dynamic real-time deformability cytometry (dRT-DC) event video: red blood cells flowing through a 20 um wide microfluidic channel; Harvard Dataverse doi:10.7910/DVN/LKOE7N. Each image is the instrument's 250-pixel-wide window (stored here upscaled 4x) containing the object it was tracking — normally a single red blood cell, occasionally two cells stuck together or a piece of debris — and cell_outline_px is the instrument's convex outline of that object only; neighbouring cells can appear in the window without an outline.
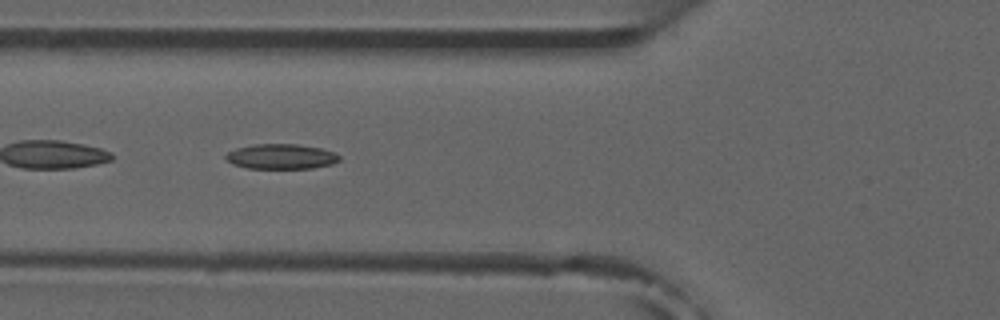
{"species": "common noctule bat (a hibernating species)", "species_latin": "Nyctalus noctula", "temperature_condition": "room temperature", "stored_images_in_passage": 7, "camera_frame_rate_fps": 3000, "um_per_image_px": 0.085, "animal": {"sex": "male", "forearm_length_mm": 52.5}, "frame": {"image": 1, "passage_image": 5, "time_ms": 5.333, "image_size_px": [1000, 320], "cell_outline_px": [[340, 160], [332, 164], [312, 168], [244, 168], [232, 164], [224, 156], [228, 152], [236, 148], [256, 144], [296, 144], [320, 148], [332, 152], [340, 156]], "centroid_in_image_um": [23.88, 13.31], "position_along_channel_um": 101.9, "area_um2": 16.47}}
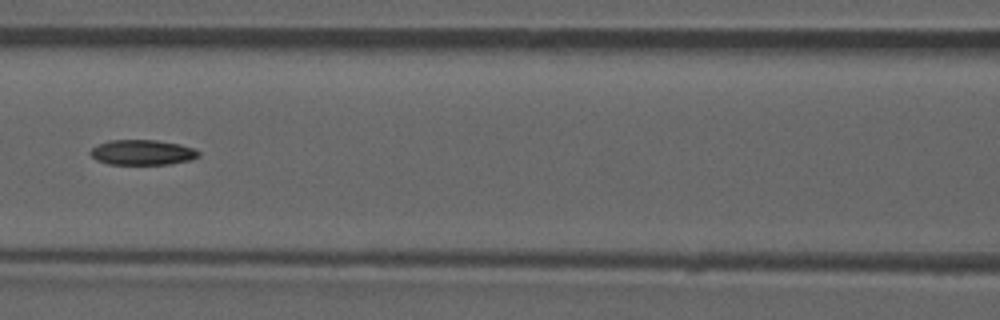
{"frame": {"image": 2, "passage_image": 6, "time_ms": 6.667, "image_size_px": [1000, 320], "cell_outline_px": [[200, 156], [192, 160], [168, 164], [108, 164], [96, 160], [88, 152], [92, 148], [108, 140], [156, 140], [180, 144], [192, 148], [200, 152]], "centroid_in_image_um": [12.11, 12.95], "position_along_channel_um": 154.5, "area_um2": 15.9}}